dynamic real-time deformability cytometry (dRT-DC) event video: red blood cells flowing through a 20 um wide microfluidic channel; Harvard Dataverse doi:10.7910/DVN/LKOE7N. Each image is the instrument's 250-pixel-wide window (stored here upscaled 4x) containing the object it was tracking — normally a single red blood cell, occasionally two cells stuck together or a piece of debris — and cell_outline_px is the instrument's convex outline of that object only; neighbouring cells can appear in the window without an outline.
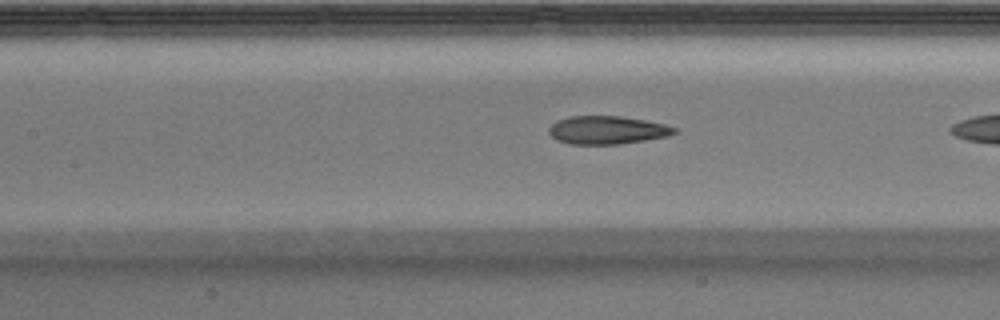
{"species": "Egyptian fruit bat (a non-hibernating species)", "species_latin": "Rousettus aegyptiacus", "temperature_condition": "warm", "stored_images_in_passage": 27, "camera_frame_rate_fps": 3000, "um_per_image_px": 0.085, "animal": {"sex": "male"}, "frame": {"image": 1, "passage_image": 16, "time_ms": 5.0, "image_size_px": [1000, 320], "cell_outline_px": [[680, 128], [676, 132], [668, 136], [620, 144], [572, 144], [556, 140], [548, 132], [548, 128], [556, 120], [568, 116], [620, 116], [644, 120], [664, 124]], "centroid_in_image_um": [51.6, 11.05], "position_along_channel_um": 155.8, "area_um2": 20.63}}